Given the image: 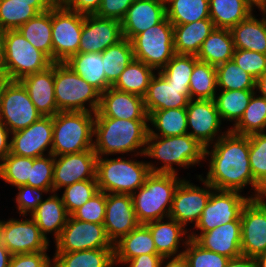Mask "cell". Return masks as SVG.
<instances>
[{"instance_id": "obj_41", "label": "cell", "mask_w": 266, "mask_h": 267, "mask_svg": "<svg viewBox=\"0 0 266 267\" xmlns=\"http://www.w3.org/2000/svg\"><path fill=\"white\" fill-rule=\"evenodd\" d=\"M133 59V48L130 40L123 38L118 43L109 46L102 52L106 80L113 85Z\"/></svg>"}, {"instance_id": "obj_2", "label": "cell", "mask_w": 266, "mask_h": 267, "mask_svg": "<svg viewBox=\"0 0 266 267\" xmlns=\"http://www.w3.org/2000/svg\"><path fill=\"white\" fill-rule=\"evenodd\" d=\"M148 125V120L95 117L93 150L97 157L128 153L142 155L145 153Z\"/></svg>"}, {"instance_id": "obj_64", "label": "cell", "mask_w": 266, "mask_h": 267, "mask_svg": "<svg viewBox=\"0 0 266 267\" xmlns=\"http://www.w3.org/2000/svg\"><path fill=\"white\" fill-rule=\"evenodd\" d=\"M255 93H259L257 95L266 99V73L256 79Z\"/></svg>"}, {"instance_id": "obj_42", "label": "cell", "mask_w": 266, "mask_h": 267, "mask_svg": "<svg viewBox=\"0 0 266 267\" xmlns=\"http://www.w3.org/2000/svg\"><path fill=\"white\" fill-rule=\"evenodd\" d=\"M217 91L216 67L197 60L189 83L191 99L214 100Z\"/></svg>"}, {"instance_id": "obj_28", "label": "cell", "mask_w": 266, "mask_h": 267, "mask_svg": "<svg viewBox=\"0 0 266 267\" xmlns=\"http://www.w3.org/2000/svg\"><path fill=\"white\" fill-rule=\"evenodd\" d=\"M39 227L41 233L47 238L53 234V242L60 236L66 225L69 214L66 211L62 197L57 192L49 193L37 208L29 215Z\"/></svg>"}, {"instance_id": "obj_7", "label": "cell", "mask_w": 266, "mask_h": 267, "mask_svg": "<svg viewBox=\"0 0 266 267\" xmlns=\"http://www.w3.org/2000/svg\"><path fill=\"white\" fill-rule=\"evenodd\" d=\"M95 113L66 111L53 116L52 155L93 150Z\"/></svg>"}, {"instance_id": "obj_70", "label": "cell", "mask_w": 266, "mask_h": 267, "mask_svg": "<svg viewBox=\"0 0 266 267\" xmlns=\"http://www.w3.org/2000/svg\"><path fill=\"white\" fill-rule=\"evenodd\" d=\"M162 3L166 4L167 2H169L170 0H160Z\"/></svg>"}, {"instance_id": "obj_63", "label": "cell", "mask_w": 266, "mask_h": 267, "mask_svg": "<svg viewBox=\"0 0 266 267\" xmlns=\"http://www.w3.org/2000/svg\"><path fill=\"white\" fill-rule=\"evenodd\" d=\"M11 257H12V254L0 242V267H9Z\"/></svg>"}, {"instance_id": "obj_50", "label": "cell", "mask_w": 266, "mask_h": 267, "mask_svg": "<svg viewBox=\"0 0 266 267\" xmlns=\"http://www.w3.org/2000/svg\"><path fill=\"white\" fill-rule=\"evenodd\" d=\"M189 267H226L230 258L204 249L194 239H189L183 248Z\"/></svg>"}, {"instance_id": "obj_10", "label": "cell", "mask_w": 266, "mask_h": 267, "mask_svg": "<svg viewBox=\"0 0 266 267\" xmlns=\"http://www.w3.org/2000/svg\"><path fill=\"white\" fill-rule=\"evenodd\" d=\"M37 111L26 89L19 81L3 80L0 84V120L13 133L36 122Z\"/></svg>"}, {"instance_id": "obj_39", "label": "cell", "mask_w": 266, "mask_h": 267, "mask_svg": "<svg viewBox=\"0 0 266 267\" xmlns=\"http://www.w3.org/2000/svg\"><path fill=\"white\" fill-rule=\"evenodd\" d=\"M155 73L144 62L133 59L111 87L144 97Z\"/></svg>"}, {"instance_id": "obj_38", "label": "cell", "mask_w": 266, "mask_h": 267, "mask_svg": "<svg viewBox=\"0 0 266 267\" xmlns=\"http://www.w3.org/2000/svg\"><path fill=\"white\" fill-rule=\"evenodd\" d=\"M219 91V92H218ZM214 102L222 121L233 122L231 129L242 118L255 90H218Z\"/></svg>"}, {"instance_id": "obj_13", "label": "cell", "mask_w": 266, "mask_h": 267, "mask_svg": "<svg viewBox=\"0 0 266 267\" xmlns=\"http://www.w3.org/2000/svg\"><path fill=\"white\" fill-rule=\"evenodd\" d=\"M54 244L55 253L114 248L106 235L103 224L77 220L71 215Z\"/></svg>"}, {"instance_id": "obj_22", "label": "cell", "mask_w": 266, "mask_h": 267, "mask_svg": "<svg viewBox=\"0 0 266 267\" xmlns=\"http://www.w3.org/2000/svg\"><path fill=\"white\" fill-rule=\"evenodd\" d=\"M95 117L148 120V113L143 97L109 87L101 93Z\"/></svg>"}, {"instance_id": "obj_68", "label": "cell", "mask_w": 266, "mask_h": 267, "mask_svg": "<svg viewBox=\"0 0 266 267\" xmlns=\"http://www.w3.org/2000/svg\"><path fill=\"white\" fill-rule=\"evenodd\" d=\"M54 3H63L65 0H52Z\"/></svg>"}, {"instance_id": "obj_45", "label": "cell", "mask_w": 266, "mask_h": 267, "mask_svg": "<svg viewBox=\"0 0 266 267\" xmlns=\"http://www.w3.org/2000/svg\"><path fill=\"white\" fill-rule=\"evenodd\" d=\"M33 158L9 153L0 162V179L12 187L28 185Z\"/></svg>"}, {"instance_id": "obj_44", "label": "cell", "mask_w": 266, "mask_h": 267, "mask_svg": "<svg viewBox=\"0 0 266 267\" xmlns=\"http://www.w3.org/2000/svg\"><path fill=\"white\" fill-rule=\"evenodd\" d=\"M218 90H255L256 79L233 60L216 66Z\"/></svg>"}, {"instance_id": "obj_32", "label": "cell", "mask_w": 266, "mask_h": 267, "mask_svg": "<svg viewBox=\"0 0 266 267\" xmlns=\"http://www.w3.org/2000/svg\"><path fill=\"white\" fill-rule=\"evenodd\" d=\"M249 0H209L210 19L215 28L232 29L254 12Z\"/></svg>"}, {"instance_id": "obj_31", "label": "cell", "mask_w": 266, "mask_h": 267, "mask_svg": "<svg viewBox=\"0 0 266 267\" xmlns=\"http://www.w3.org/2000/svg\"><path fill=\"white\" fill-rule=\"evenodd\" d=\"M214 28L210 18L183 25H173L175 53L197 56L202 43Z\"/></svg>"}, {"instance_id": "obj_69", "label": "cell", "mask_w": 266, "mask_h": 267, "mask_svg": "<svg viewBox=\"0 0 266 267\" xmlns=\"http://www.w3.org/2000/svg\"><path fill=\"white\" fill-rule=\"evenodd\" d=\"M4 79H3V76H2V70H0V84H1V82L3 81Z\"/></svg>"}, {"instance_id": "obj_30", "label": "cell", "mask_w": 266, "mask_h": 267, "mask_svg": "<svg viewBox=\"0 0 266 267\" xmlns=\"http://www.w3.org/2000/svg\"><path fill=\"white\" fill-rule=\"evenodd\" d=\"M113 247L116 266L142 254H158L152 234L145 224H139L129 234L115 242Z\"/></svg>"}, {"instance_id": "obj_29", "label": "cell", "mask_w": 266, "mask_h": 267, "mask_svg": "<svg viewBox=\"0 0 266 267\" xmlns=\"http://www.w3.org/2000/svg\"><path fill=\"white\" fill-rule=\"evenodd\" d=\"M259 11L261 19L252 13L231 29L235 49L266 54V8Z\"/></svg>"}, {"instance_id": "obj_18", "label": "cell", "mask_w": 266, "mask_h": 267, "mask_svg": "<svg viewBox=\"0 0 266 267\" xmlns=\"http://www.w3.org/2000/svg\"><path fill=\"white\" fill-rule=\"evenodd\" d=\"M52 142L53 117L42 116L25 129L11 133L10 153L31 158L45 156L52 154Z\"/></svg>"}, {"instance_id": "obj_34", "label": "cell", "mask_w": 266, "mask_h": 267, "mask_svg": "<svg viewBox=\"0 0 266 267\" xmlns=\"http://www.w3.org/2000/svg\"><path fill=\"white\" fill-rule=\"evenodd\" d=\"M65 63L100 93L112 86L105 77L102 53H77Z\"/></svg>"}, {"instance_id": "obj_66", "label": "cell", "mask_w": 266, "mask_h": 267, "mask_svg": "<svg viewBox=\"0 0 266 267\" xmlns=\"http://www.w3.org/2000/svg\"><path fill=\"white\" fill-rule=\"evenodd\" d=\"M3 38H4V31L0 29V70L2 68V62H3Z\"/></svg>"}, {"instance_id": "obj_59", "label": "cell", "mask_w": 266, "mask_h": 267, "mask_svg": "<svg viewBox=\"0 0 266 267\" xmlns=\"http://www.w3.org/2000/svg\"><path fill=\"white\" fill-rule=\"evenodd\" d=\"M11 132L0 120V162L10 153Z\"/></svg>"}, {"instance_id": "obj_40", "label": "cell", "mask_w": 266, "mask_h": 267, "mask_svg": "<svg viewBox=\"0 0 266 267\" xmlns=\"http://www.w3.org/2000/svg\"><path fill=\"white\" fill-rule=\"evenodd\" d=\"M166 17L173 25H183L210 18L209 0H170Z\"/></svg>"}, {"instance_id": "obj_19", "label": "cell", "mask_w": 266, "mask_h": 267, "mask_svg": "<svg viewBox=\"0 0 266 267\" xmlns=\"http://www.w3.org/2000/svg\"><path fill=\"white\" fill-rule=\"evenodd\" d=\"M96 160L94 150L54 156V192L75 182L96 179Z\"/></svg>"}, {"instance_id": "obj_11", "label": "cell", "mask_w": 266, "mask_h": 267, "mask_svg": "<svg viewBox=\"0 0 266 267\" xmlns=\"http://www.w3.org/2000/svg\"><path fill=\"white\" fill-rule=\"evenodd\" d=\"M84 15L74 12L62 3L52 6L53 62L65 63L78 53Z\"/></svg>"}, {"instance_id": "obj_57", "label": "cell", "mask_w": 266, "mask_h": 267, "mask_svg": "<svg viewBox=\"0 0 266 267\" xmlns=\"http://www.w3.org/2000/svg\"><path fill=\"white\" fill-rule=\"evenodd\" d=\"M101 2L102 0H65L62 4L80 14L95 15L100 8Z\"/></svg>"}, {"instance_id": "obj_48", "label": "cell", "mask_w": 266, "mask_h": 267, "mask_svg": "<svg viewBox=\"0 0 266 267\" xmlns=\"http://www.w3.org/2000/svg\"><path fill=\"white\" fill-rule=\"evenodd\" d=\"M249 161L253 178L266 192V132L249 135Z\"/></svg>"}, {"instance_id": "obj_67", "label": "cell", "mask_w": 266, "mask_h": 267, "mask_svg": "<svg viewBox=\"0 0 266 267\" xmlns=\"http://www.w3.org/2000/svg\"><path fill=\"white\" fill-rule=\"evenodd\" d=\"M257 9L266 8V0H249Z\"/></svg>"}, {"instance_id": "obj_35", "label": "cell", "mask_w": 266, "mask_h": 267, "mask_svg": "<svg viewBox=\"0 0 266 267\" xmlns=\"http://www.w3.org/2000/svg\"><path fill=\"white\" fill-rule=\"evenodd\" d=\"M148 123L151 124L148 125V136L169 137L188 133L186 107L153 111L148 116Z\"/></svg>"}, {"instance_id": "obj_27", "label": "cell", "mask_w": 266, "mask_h": 267, "mask_svg": "<svg viewBox=\"0 0 266 267\" xmlns=\"http://www.w3.org/2000/svg\"><path fill=\"white\" fill-rule=\"evenodd\" d=\"M19 82L42 116L53 117L59 112L54 94V63L44 71L23 77Z\"/></svg>"}, {"instance_id": "obj_4", "label": "cell", "mask_w": 266, "mask_h": 267, "mask_svg": "<svg viewBox=\"0 0 266 267\" xmlns=\"http://www.w3.org/2000/svg\"><path fill=\"white\" fill-rule=\"evenodd\" d=\"M131 156V159H126L124 155L116 158L97 157L96 180L100 191L132 195L145 184L151 174L149 166L146 161L133 159L145 155Z\"/></svg>"}, {"instance_id": "obj_47", "label": "cell", "mask_w": 266, "mask_h": 267, "mask_svg": "<svg viewBox=\"0 0 266 267\" xmlns=\"http://www.w3.org/2000/svg\"><path fill=\"white\" fill-rule=\"evenodd\" d=\"M197 60L194 55L175 54L159 72L168 83L176 87H189L190 77Z\"/></svg>"}, {"instance_id": "obj_37", "label": "cell", "mask_w": 266, "mask_h": 267, "mask_svg": "<svg viewBox=\"0 0 266 267\" xmlns=\"http://www.w3.org/2000/svg\"><path fill=\"white\" fill-rule=\"evenodd\" d=\"M53 267H114V248L54 253Z\"/></svg>"}, {"instance_id": "obj_49", "label": "cell", "mask_w": 266, "mask_h": 267, "mask_svg": "<svg viewBox=\"0 0 266 267\" xmlns=\"http://www.w3.org/2000/svg\"><path fill=\"white\" fill-rule=\"evenodd\" d=\"M63 190L61 197L69 215L99 191L96 179L75 182L64 187Z\"/></svg>"}, {"instance_id": "obj_8", "label": "cell", "mask_w": 266, "mask_h": 267, "mask_svg": "<svg viewBox=\"0 0 266 267\" xmlns=\"http://www.w3.org/2000/svg\"><path fill=\"white\" fill-rule=\"evenodd\" d=\"M54 94L59 112L96 113L101 93L66 63H54Z\"/></svg>"}, {"instance_id": "obj_24", "label": "cell", "mask_w": 266, "mask_h": 267, "mask_svg": "<svg viewBox=\"0 0 266 267\" xmlns=\"http://www.w3.org/2000/svg\"><path fill=\"white\" fill-rule=\"evenodd\" d=\"M143 99L149 116L153 111L187 107L191 97L189 87H176L156 72Z\"/></svg>"}, {"instance_id": "obj_9", "label": "cell", "mask_w": 266, "mask_h": 267, "mask_svg": "<svg viewBox=\"0 0 266 267\" xmlns=\"http://www.w3.org/2000/svg\"><path fill=\"white\" fill-rule=\"evenodd\" d=\"M131 43L134 59L144 62L156 72L162 70L176 54L173 24L167 17L136 35Z\"/></svg>"}, {"instance_id": "obj_54", "label": "cell", "mask_w": 266, "mask_h": 267, "mask_svg": "<svg viewBox=\"0 0 266 267\" xmlns=\"http://www.w3.org/2000/svg\"><path fill=\"white\" fill-rule=\"evenodd\" d=\"M16 188L19 192L14 200L17 205V213H19L20 216H29L37 208L38 204L43 201V195L49 194L48 190L31 187L29 185H21Z\"/></svg>"}, {"instance_id": "obj_61", "label": "cell", "mask_w": 266, "mask_h": 267, "mask_svg": "<svg viewBox=\"0 0 266 267\" xmlns=\"http://www.w3.org/2000/svg\"><path fill=\"white\" fill-rule=\"evenodd\" d=\"M226 267H256V262L253 257L241 255L231 258Z\"/></svg>"}, {"instance_id": "obj_3", "label": "cell", "mask_w": 266, "mask_h": 267, "mask_svg": "<svg viewBox=\"0 0 266 267\" xmlns=\"http://www.w3.org/2000/svg\"><path fill=\"white\" fill-rule=\"evenodd\" d=\"M144 155L143 158H152L161 164L157 166L156 161H147L151 173L179 175L177 167L189 169L205 161V147L188 133L169 137L147 136Z\"/></svg>"}, {"instance_id": "obj_17", "label": "cell", "mask_w": 266, "mask_h": 267, "mask_svg": "<svg viewBox=\"0 0 266 267\" xmlns=\"http://www.w3.org/2000/svg\"><path fill=\"white\" fill-rule=\"evenodd\" d=\"M240 218L242 255L255 258L266 252V196L250 198Z\"/></svg>"}, {"instance_id": "obj_25", "label": "cell", "mask_w": 266, "mask_h": 267, "mask_svg": "<svg viewBox=\"0 0 266 267\" xmlns=\"http://www.w3.org/2000/svg\"><path fill=\"white\" fill-rule=\"evenodd\" d=\"M165 17V4L160 0H134L121 21L123 38L131 41Z\"/></svg>"}, {"instance_id": "obj_58", "label": "cell", "mask_w": 266, "mask_h": 267, "mask_svg": "<svg viewBox=\"0 0 266 267\" xmlns=\"http://www.w3.org/2000/svg\"><path fill=\"white\" fill-rule=\"evenodd\" d=\"M163 257L159 254H142L131 260L126 261L123 265L128 267H160Z\"/></svg>"}, {"instance_id": "obj_55", "label": "cell", "mask_w": 266, "mask_h": 267, "mask_svg": "<svg viewBox=\"0 0 266 267\" xmlns=\"http://www.w3.org/2000/svg\"><path fill=\"white\" fill-rule=\"evenodd\" d=\"M9 267H53L47 251L12 255Z\"/></svg>"}, {"instance_id": "obj_62", "label": "cell", "mask_w": 266, "mask_h": 267, "mask_svg": "<svg viewBox=\"0 0 266 267\" xmlns=\"http://www.w3.org/2000/svg\"><path fill=\"white\" fill-rule=\"evenodd\" d=\"M10 2L31 3L39 13L47 11L55 4L52 0H10Z\"/></svg>"}, {"instance_id": "obj_6", "label": "cell", "mask_w": 266, "mask_h": 267, "mask_svg": "<svg viewBox=\"0 0 266 267\" xmlns=\"http://www.w3.org/2000/svg\"><path fill=\"white\" fill-rule=\"evenodd\" d=\"M54 62L36 49L16 30H5L3 38L2 76L5 80L19 81L23 77L41 72Z\"/></svg>"}, {"instance_id": "obj_12", "label": "cell", "mask_w": 266, "mask_h": 267, "mask_svg": "<svg viewBox=\"0 0 266 267\" xmlns=\"http://www.w3.org/2000/svg\"><path fill=\"white\" fill-rule=\"evenodd\" d=\"M203 187L195 185L191 180L182 178L179 185L175 189L172 201V207L169 217L179 222L185 228L188 224H194L195 227L198 223L204 208L215 190L202 175H195Z\"/></svg>"}, {"instance_id": "obj_1", "label": "cell", "mask_w": 266, "mask_h": 267, "mask_svg": "<svg viewBox=\"0 0 266 267\" xmlns=\"http://www.w3.org/2000/svg\"><path fill=\"white\" fill-rule=\"evenodd\" d=\"M204 157L205 162L209 160L207 161L209 164L206 177L202 178L214 189L243 192V189L250 185L254 191L252 194L248 192L250 198L266 196V192L256 183L252 175L248 136L229 130L215 143L205 147Z\"/></svg>"}, {"instance_id": "obj_36", "label": "cell", "mask_w": 266, "mask_h": 267, "mask_svg": "<svg viewBox=\"0 0 266 267\" xmlns=\"http://www.w3.org/2000/svg\"><path fill=\"white\" fill-rule=\"evenodd\" d=\"M36 49L53 61L52 7L38 13L17 29Z\"/></svg>"}, {"instance_id": "obj_14", "label": "cell", "mask_w": 266, "mask_h": 267, "mask_svg": "<svg viewBox=\"0 0 266 267\" xmlns=\"http://www.w3.org/2000/svg\"><path fill=\"white\" fill-rule=\"evenodd\" d=\"M23 217L22 220L12 217L0 220V242L12 255L48 251L51 241L31 217Z\"/></svg>"}, {"instance_id": "obj_16", "label": "cell", "mask_w": 266, "mask_h": 267, "mask_svg": "<svg viewBox=\"0 0 266 267\" xmlns=\"http://www.w3.org/2000/svg\"><path fill=\"white\" fill-rule=\"evenodd\" d=\"M186 110L188 134L204 147L215 143L230 130L227 128L222 132L223 121L214 100L190 99Z\"/></svg>"}, {"instance_id": "obj_60", "label": "cell", "mask_w": 266, "mask_h": 267, "mask_svg": "<svg viewBox=\"0 0 266 267\" xmlns=\"http://www.w3.org/2000/svg\"><path fill=\"white\" fill-rule=\"evenodd\" d=\"M160 267H189L184 254L178 256L163 257Z\"/></svg>"}, {"instance_id": "obj_5", "label": "cell", "mask_w": 266, "mask_h": 267, "mask_svg": "<svg viewBox=\"0 0 266 267\" xmlns=\"http://www.w3.org/2000/svg\"><path fill=\"white\" fill-rule=\"evenodd\" d=\"M176 174L151 173L132 197L137 221L146 224L169 217L175 189L182 180Z\"/></svg>"}, {"instance_id": "obj_51", "label": "cell", "mask_w": 266, "mask_h": 267, "mask_svg": "<svg viewBox=\"0 0 266 267\" xmlns=\"http://www.w3.org/2000/svg\"><path fill=\"white\" fill-rule=\"evenodd\" d=\"M53 172L54 156L52 154L33 158V165H30V178H28V185L48 190L49 193L54 192Z\"/></svg>"}, {"instance_id": "obj_46", "label": "cell", "mask_w": 266, "mask_h": 267, "mask_svg": "<svg viewBox=\"0 0 266 267\" xmlns=\"http://www.w3.org/2000/svg\"><path fill=\"white\" fill-rule=\"evenodd\" d=\"M38 13L31 3L0 0V29L16 30Z\"/></svg>"}, {"instance_id": "obj_33", "label": "cell", "mask_w": 266, "mask_h": 267, "mask_svg": "<svg viewBox=\"0 0 266 267\" xmlns=\"http://www.w3.org/2000/svg\"><path fill=\"white\" fill-rule=\"evenodd\" d=\"M233 36L230 29L214 28L204 40L197 59L218 66L232 60L234 53Z\"/></svg>"}, {"instance_id": "obj_43", "label": "cell", "mask_w": 266, "mask_h": 267, "mask_svg": "<svg viewBox=\"0 0 266 267\" xmlns=\"http://www.w3.org/2000/svg\"><path fill=\"white\" fill-rule=\"evenodd\" d=\"M233 133L249 136L266 132V99L254 93L239 122L230 129Z\"/></svg>"}, {"instance_id": "obj_52", "label": "cell", "mask_w": 266, "mask_h": 267, "mask_svg": "<svg viewBox=\"0 0 266 267\" xmlns=\"http://www.w3.org/2000/svg\"><path fill=\"white\" fill-rule=\"evenodd\" d=\"M106 212V193L98 191L90 200L76 209L71 216L77 220L103 224Z\"/></svg>"}, {"instance_id": "obj_26", "label": "cell", "mask_w": 266, "mask_h": 267, "mask_svg": "<svg viewBox=\"0 0 266 267\" xmlns=\"http://www.w3.org/2000/svg\"><path fill=\"white\" fill-rule=\"evenodd\" d=\"M153 237L157 253L162 257L182 255L190 239V231L176 220L168 217L165 219L151 221L145 224ZM185 237V238H184Z\"/></svg>"}, {"instance_id": "obj_21", "label": "cell", "mask_w": 266, "mask_h": 267, "mask_svg": "<svg viewBox=\"0 0 266 267\" xmlns=\"http://www.w3.org/2000/svg\"><path fill=\"white\" fill-rule=\"evenodd\" d=\"M139 224L131 194L106 193V212L103 225L112 244L129 234Z\"/></svg>"}, {"instance_id": "obj_20", "label": "cell", "mask_w": 266, "mask_h": 267, "mask_svg": "<svg viewBox=\"0 0 266 267\" xmlns=\"http://www.w3.org/2000/svg\"><path fill=\"white\" fill-rule=\"evenodd\" d=\"M123 39L119 20L84 15L78 53H102Z\"/></svg>"}, {"instance_id": "obj_23", "label": "cell", "mask_w": 266, "mask_h": 267, "mask_svg": "<svg viewBox=\"0 0 266 267\" xmlns=\"http://www.w3.org/2000/svg\"><path fill=\"white\" fill-rule=\"evenodd\" d=\"M190 238L194 239L204 249L213 251L227 258L242 255L241 251V218L223 224L204 233L190 231Z\"/></svg>"}, {"instance_id": "obj_56", "label": "cell", "mask_w": 266, "mask_h": 267, "mask_svg": "<svg viewBox=\"0 0 266 267\" xmlns=\"http://www.w3.org/2000/svg\"><path fill=\"white\" fill-rule=\"evenodd\" d=\"M134 0H102L96 16L100 18H108L119 20L124 19L129 7Z\"/></svg>"}, {"instance_id": "obj_65", "label": "cell", "mask_w": 266, "mask_h": 267, "mask_svg": "<svg viewBox=\"0 0 266 267\" xmlns=\"http://www.w3.org/2000/svg\"><path fill=\"white\" fill-rule=\"evenodd\" d=\"M254 259L256 267H266V252L257 255Z\"/></svg>"}, {"instance_id": "obj_15", "label": "cell", "mask_w": 266, "mask_h": 267, "mask_svg": "<svg viewBox=\"0 0 266 267\" xmlns=\"http://www.w3.org/2000/svg\"><path fill=\"white\" fill-rule=\"evenodd\" d=\"M239 191L214 190L204 208L202 215L195 227L204 233L223 224L237 220L241 216L242 209L250 196H243ZM194 229V230H193Z\"/></svg>"}, {"instance_id": "obj_53", "label": "cell", "mask_w": 266, "mask_h": 267, "mask_svg": "<svg viewBox=\"0 0 266 267\" xmlns=\"http://www.w3.org/2000/svg\"><path fill=\"white\" fill-rule=\"evenodd\" d=\"M232 60L255 79L266 73V54L235 49Z\"/></svg>"}]
</instances>
